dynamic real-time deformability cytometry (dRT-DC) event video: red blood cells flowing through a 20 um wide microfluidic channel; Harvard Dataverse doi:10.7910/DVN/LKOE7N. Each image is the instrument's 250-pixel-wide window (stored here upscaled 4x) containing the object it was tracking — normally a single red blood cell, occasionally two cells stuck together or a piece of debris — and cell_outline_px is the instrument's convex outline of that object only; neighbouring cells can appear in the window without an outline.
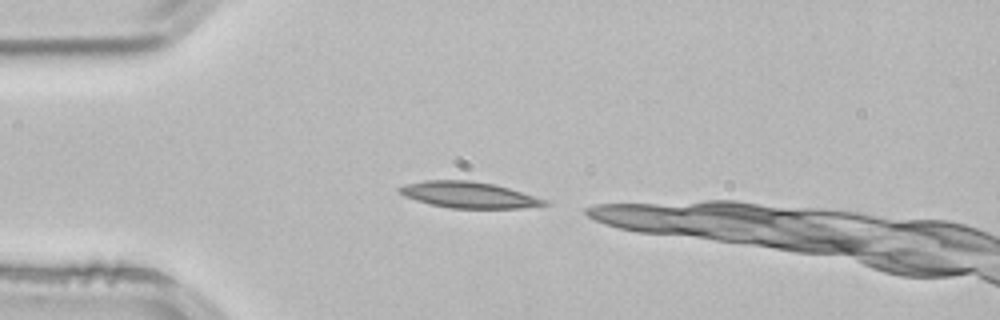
{"species": "common noctule bat (a hibernating species)", "species_latin": "Nyctalus noctula", "temperature_condition": "room temperature", "stored_images_in_passage": 2, "camera_frame_rate_fps": 3000, "um_per_image_px": 0.085, "animal": {"sex": "male", "body_mass_g": 21.5, "forearm_length_mm": 52.0}, "frame": {"image": 1, "passage_image": 2, "time_ms": 0.333, "image_size_px": [1000, 320], "cell_outline_px": [[552, 204], [520, 208], [448, 208], [416, 200], [404, 196], [396, 188], [404, 184], [424, 180], [468, 180], [492, 184], [508, 188], [544, 200]], "centroid_in_image_um": [39.77, 16.56], "position_along_channel_um": 45.2, "area_um2": 21.79}}